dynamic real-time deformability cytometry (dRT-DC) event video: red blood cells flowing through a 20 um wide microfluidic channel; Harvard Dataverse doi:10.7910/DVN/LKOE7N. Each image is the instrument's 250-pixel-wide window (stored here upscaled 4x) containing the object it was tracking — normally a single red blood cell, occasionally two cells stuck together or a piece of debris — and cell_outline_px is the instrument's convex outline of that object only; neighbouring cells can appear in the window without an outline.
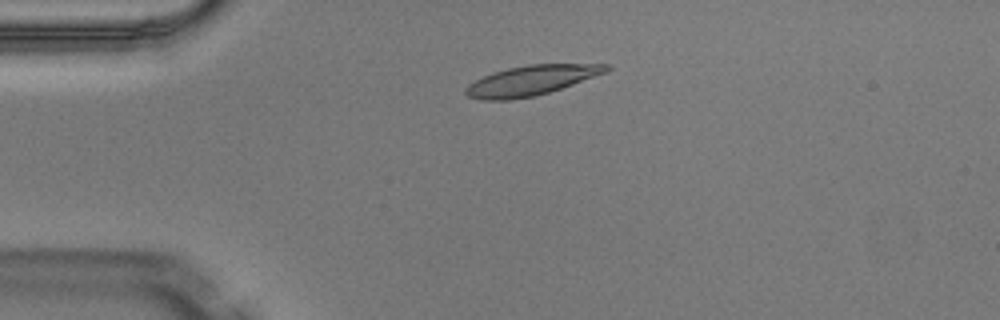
{"species": "Egyptian fruit bat (a non-hibernating species)", "species_latin": "Rousettus aegyptiacus", "temperature_condition": "warm", "stored_images_in_passage": 3, "camera_frame_rate_fps": 3000, "um_per_image_px": 0.085, "animal": {"sex": "male"}, "frame": {"image": 1, "passage_image": 3, "time_ms": 0.667, "image_size_px": [1000, 320], "cell_outline_px": [[612, 68], [608, 72], [548, 92], [532, 96], [508, 100], [480, 100], [468, 96], [464, 92], [464, 88], [468, 84], [492, 72], [508, 68], [528, 64], [612, 64]], "centroid_in_image_um": [45.15, 6.82], "position_along_channel_um": 39.9, "area_um2": 24.39}}